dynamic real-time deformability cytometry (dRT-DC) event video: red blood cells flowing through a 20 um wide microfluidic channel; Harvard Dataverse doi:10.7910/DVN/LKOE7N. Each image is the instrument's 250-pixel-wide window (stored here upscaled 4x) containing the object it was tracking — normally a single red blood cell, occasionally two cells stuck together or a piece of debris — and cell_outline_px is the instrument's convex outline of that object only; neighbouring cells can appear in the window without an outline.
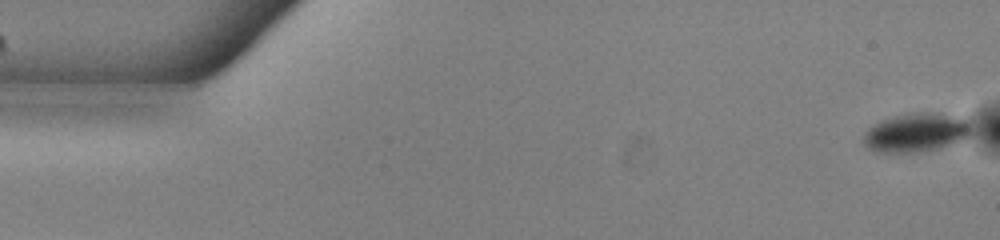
{"species": "common noctule bat (a hibernating species)", "species_latin": "Nyctalus noctula", "temperature_condition": "warm", "stored_images_in_passage": 54, "camera_frame_rate_fps": 3000, "um_per_image_px": 0.085, "animal": {"sex": "male", "body_mass_g": 13.0, "forearm_length_mm": 53.1}, "frame": {"image": 1, "passage_image": 1, "time_ms": 0.0, "image_size_px": [1000, 240], "cell_outline_px": [[968, 136], [960, 140], [940, 148], [920, 152], [876, 152], [868, 148], [860, 140], [864, 132], [868, 128], [884, 120], [896, 116], [912, 112], [928, 112], [952, 116], [964, 120], [968, 124]], "centroid_in_image_um": [77.76, 11.29], "position_along_channel_um": 7.2, "area_um2": 23.87}}
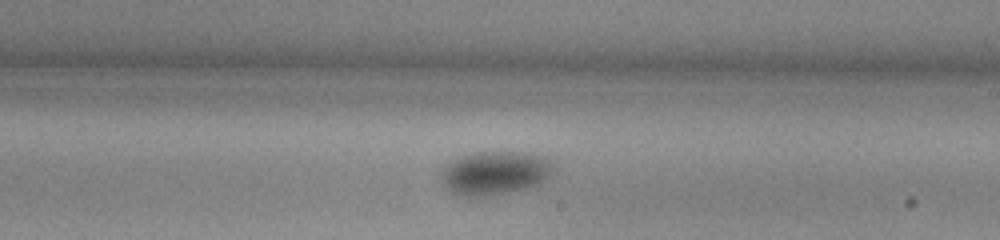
{"frame": {"image": 2, "passage_image": 31, "time_ms": 10.0, "image_size_px": [1000, 240], "cell_outline_px": [[552, 172], [544, 180], [536, 184], [524, 188], [508, 192], [484, 196], [464, 196], [452, 192], [444, 188], [440, 180], [440, 176], [444, 168], [452, 160], [460, 156], [472, 152], [532, 152], [544, 156], [552, 164]], "centroid_in_image_um": [42.02, 14.68], "position_along_channel_um": 247.0, "area_um2": 28.44}}
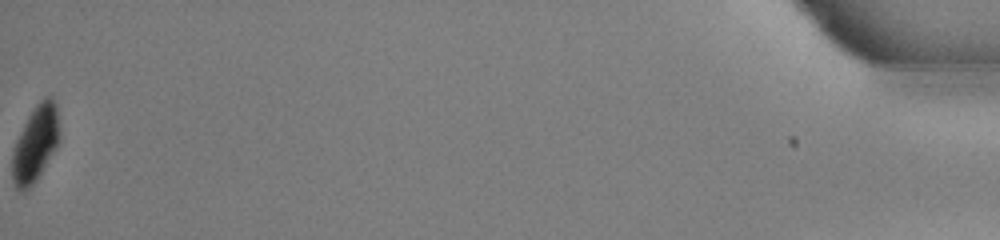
{"frame": {"image": 3, "passage_image": 54, "time_ms": 17.667, "image_size_px": [1000, 240], "cell_outline_px": [[60, 140], [56, 148], [36, 180], [24, 192], [20, 192], [16, 188], [12, 180], [12, 152], [16, 140], [28, 116], [36, 104], [44, 96], [52, 96], [56, 104], [60, 132]], "centroid_in_image_um": [3.02, 12.2], "position_along_channel_um": 432.2, "area_um2": 21.04}, "authors_computed_cell_mechanics": {"area_um2": 26.1545, "velocity_mm_per_s": 3.8205, "shape_relaxation_time_tau1_ms": 2.9488, "shape_relaxation_time_tau2_ms": null, "deformation_change_tau1": 0.0617, "deformation_change_tau2": null}}